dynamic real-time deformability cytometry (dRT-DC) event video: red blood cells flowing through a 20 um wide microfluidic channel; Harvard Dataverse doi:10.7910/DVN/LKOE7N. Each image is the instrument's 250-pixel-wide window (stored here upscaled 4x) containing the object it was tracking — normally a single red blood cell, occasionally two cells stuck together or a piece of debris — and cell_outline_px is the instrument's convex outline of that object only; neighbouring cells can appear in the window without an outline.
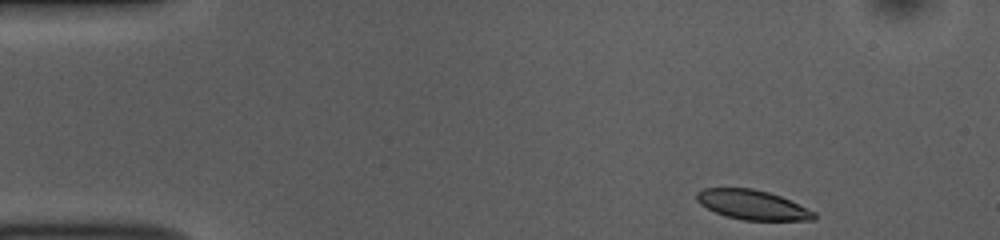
{"species": "common noctule bat (a hibernating species)", "species_latin": "Nyctalus noctula", "temperature_condition": "room temperature", "stored_images_in_passage": 48, "camera_frame_rate_fps": 3000, "um_per_image_px": 0.085, "animal": {"sex": "female", "body_mass_g": 10.0, "forearm_length_mm": 53.1}, "frame": {"image": 1, "passage_image": 1, "time_ms": 0.0, "image_size_px": [1000, 240], "cell_outline_px": [[816, 220], [744, 220], [724, 216], [700, 204], [696, 200], [696, 192], [704, 188], [752, 188], [768, 192], [780, 196], [816, 212]], "centroid_in_image_um": [63.95, 17.41], "position_along_channel_um": 21.1, "area_um2": 20.17}}
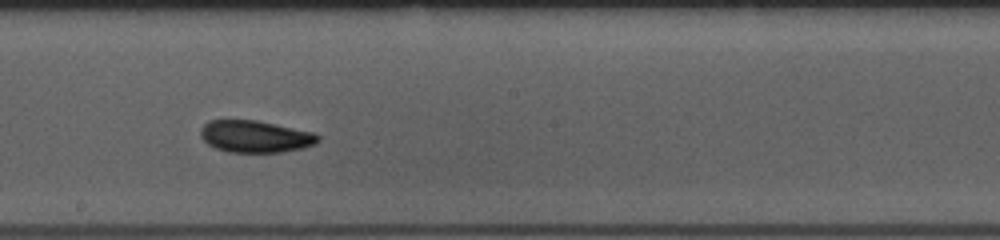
{"frame": {"image": 2, "passage_image": 24, "time_ms": 7.667, "image_size_px": [1000, 240], "cell_outline_px": [[320, 140], [316, 144], [304, 148], [280, 152], [228, 152], [216, 148], [208, 144], [200, 136], [200, 128], [208, 120], [256, 120], [316, 132], [320, 136]], "centroid_in_image_um": [21.73, 11.6], "position_along_channel_um": 226.5, "area_um2": 22.14}}
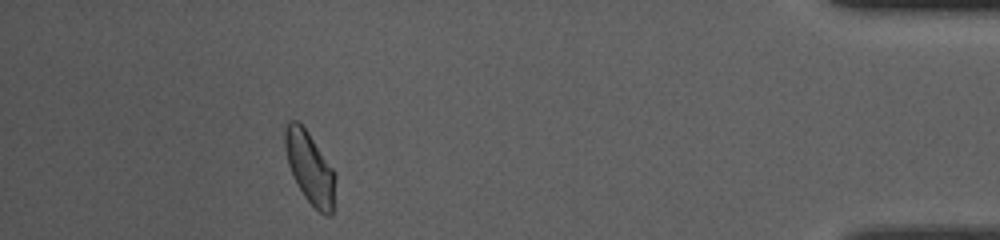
{"frame": {"image": 3, "passage_image": 43, "time_ms": 14.0, "image_size_px": [1000, 240], "cell_outline_px": [[336, 176], [332, 216], [328, 216], [320, 212], [304, 196], [288, 164], [284, 148], [284, 132], [288, 120], [296, 120], [308, 132], [332, 168]], "centroid_in_image_um": [26.33, 14.25], "position_along_channel_um": 408.9, "area_um2": 20.69}, "authors_computed_cell_mechanics": {"area_um2": 21.3282, "velocity_mm_per_s": 3.7357, "shape_relaxation_time_tau1_ms": 4.9072, "shape_relaxation_time_tau2_ms": null, "deformation_change_tau1": 0.1221, "deformation_change_tau2": null}}